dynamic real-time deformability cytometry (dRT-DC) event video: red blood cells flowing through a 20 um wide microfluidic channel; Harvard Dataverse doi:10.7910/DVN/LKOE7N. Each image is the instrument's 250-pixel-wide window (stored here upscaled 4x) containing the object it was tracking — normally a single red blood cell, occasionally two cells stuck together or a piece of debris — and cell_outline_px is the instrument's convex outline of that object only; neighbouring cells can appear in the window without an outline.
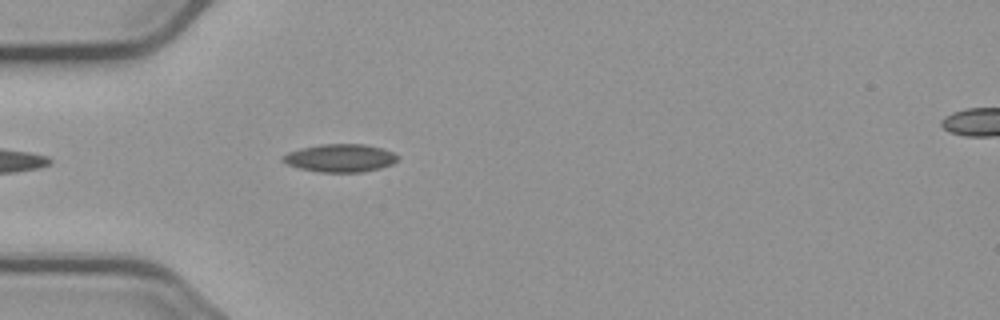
{"species": "common noctule bat (a hibernating species)", "species_latin": "Nyctalus noctula", "temperature_condition": "cold", "stored_images_in_passage": 5, "segment_of_instrument_passage": [1, 2], "camera_frame_rate_fps": 3000, "um_per_image_px": 0.085, "animal": {"sex": "male", "body_mass_g": 23.1, "forearm_length_mm": 52.7}, "frame": {"image": 1, "passage_image": 4, "time_ms": 4.333, "image_size_px": [1000, 320], "cell_outline_px": [[400, 156], [392, 164], [380, 168], [364, 172], [320, 172], [300, 168], [288, 164], [280, 160], [280, 156], [288, 152], [320, 144], [364, 144], [380, 148], [392, 152]], "centroid_in_image_um": [28.9, 13.43], "position_along_channel_um": 56.1, "area_um2": 18.61}}